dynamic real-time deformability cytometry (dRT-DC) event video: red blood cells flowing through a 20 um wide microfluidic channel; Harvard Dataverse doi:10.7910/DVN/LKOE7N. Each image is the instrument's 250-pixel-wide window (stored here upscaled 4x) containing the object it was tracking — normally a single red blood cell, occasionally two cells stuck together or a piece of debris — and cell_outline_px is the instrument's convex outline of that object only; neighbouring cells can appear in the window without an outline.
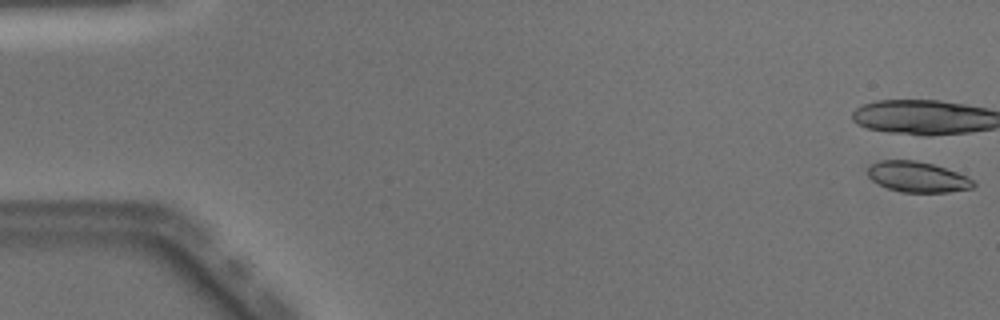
{"species": "Egyptian fruit bat (a non-hibernating species)", "species_latin": "Rousettus aegyptiacus", "temperature_condition": "warm", "stored_images_in_passage": 25, "camera_frame_rate_fps": 3000, "um_per_image_px": 0.085, "animal": {"sex": "male"}, "frame": {"image": 1, "passage_image": 1, "time_ms": 0.0, "image_size_px": [1000, 320], "cell_outline_px": [[976, 184], [972, 188], [948, 192], [904, 192], [888, 188], [872, 180], [868, 176], [868, 168], [872, 164], [880, 160], [916, 160], [932, 164], [956, 172], [972, 180]], "centroid_in_image_um": [77.97, 15.03], "position_along_channel_um": 7.0, "area_um2": 18.5}}